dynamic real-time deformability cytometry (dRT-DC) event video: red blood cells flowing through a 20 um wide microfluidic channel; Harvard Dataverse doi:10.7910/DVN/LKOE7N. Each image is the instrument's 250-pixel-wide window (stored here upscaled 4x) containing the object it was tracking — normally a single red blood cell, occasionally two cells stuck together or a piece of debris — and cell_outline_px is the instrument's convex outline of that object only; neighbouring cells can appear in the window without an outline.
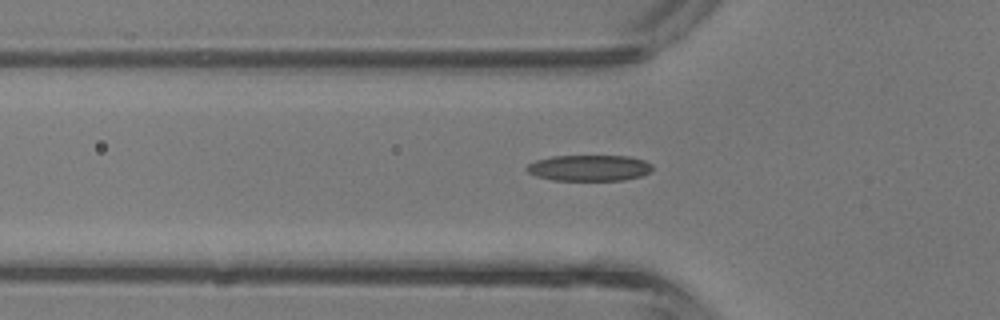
{"species": "common noctule bat (a hibernating species)", "species_latin": "Nyctalus noctula", "temperature_condition": "room temperature", "stored_images_in_passage": 32, "camera_frame_rate_fps": 3000, "um_per_image_px": 0.085, "animal": {"sex": "male", "body_mass_g": 13.3}, "frame": {"image": 1, "passage_image": 6, "time_ms": 1.667, "image_size_px": [1000, 320], "cell_outline_px": [[652, 168], [648, 172], [640, 176], [624, 180], [552, 180], [536, 176], [528, 172], [524, 168], [528, 164], [536, 160], [552, 156], [628, 156], [644, 160], [652, 164]], "centroid_in_image_um": [50.05, 14.27], "position_along_channel_um": 75.8, "area_um2": 19.02}}
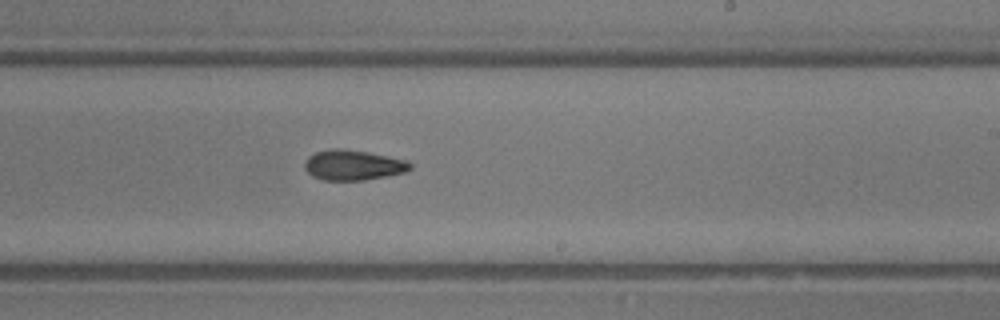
{"frame": {"image": 2, "passage_image": 17, "time_ms": 5.333, "image_size_px": [1000, 320], "cell_outline_px": [[412, 168], [404, 172], [388, 176], [364, 180], [324, 180], [312, 176], [304, 168], [304, 160], [308, 156], [316, 152], [332, 148], [340, 148], [368, 152], [408, 160], [412, 164]], "centroid_in_image_um": [30.01, 14.03], "position_along_channel_um": 259.0, "area_um2": 18.73}}
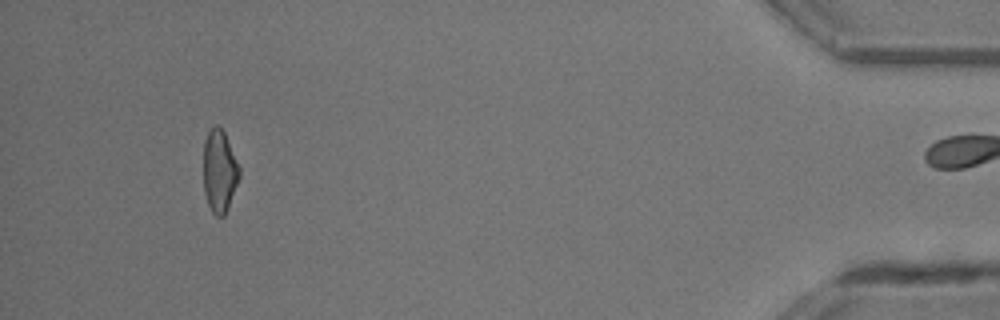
{"frame": {"image": 3, "passage_image": 31, "time_ms": 10.0, "image_size_px": [1000, 320], "cell_outline_px": [[240, 176], [228, 208], [224, 216], [216, 216], [212, 212], [208, 204], [204, 192], [204, 140], [208, 132], [216, 124], [224, 132], [240, 168]], "centroid_in_image_um": [18.65, 14.57], "position_along_channel_um": 416.5, "area_um2": 17.11}, "authors_computed_cell_mechanics": {"area_um2": 18.207, "velocity_mm_per_s": 4.9772, "shape_relaxation_time_tau1_ms": 6.3928, "shape_relaxation_time_tau2_ms": 3.6298, "deformation_change_tau1": 0.1977, "deformation_change_tau2": 0.1256}}